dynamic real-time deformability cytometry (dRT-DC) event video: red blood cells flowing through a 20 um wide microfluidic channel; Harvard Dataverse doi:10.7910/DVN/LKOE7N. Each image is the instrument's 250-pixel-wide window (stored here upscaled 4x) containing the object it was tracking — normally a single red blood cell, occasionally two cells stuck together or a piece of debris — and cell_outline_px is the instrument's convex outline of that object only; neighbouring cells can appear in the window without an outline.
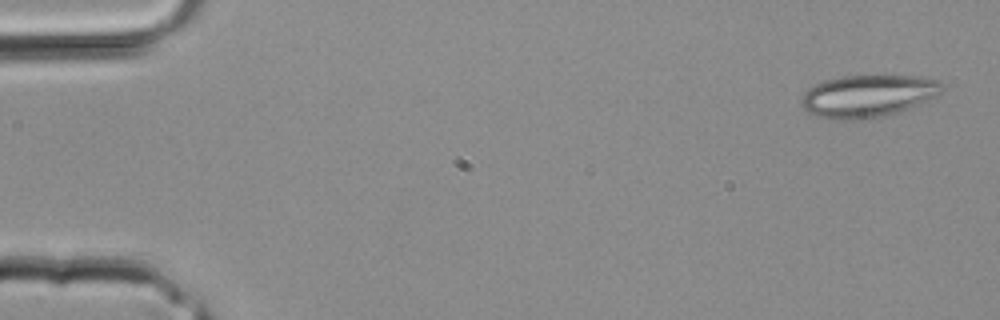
{"species": "common noctule bat (a hibernating species)", "species_latin": "Nyctalus noctula", "temperature_condition": "room temperature", "stored_images_in_passage": 3, "camera_frame_rate_fps": 3000, "um_per_image_px": 0.085, "animal": {"sex": "male", "body_mass_g": 20.4}, "frame": {"image": 1, "passage_image": 1, "time_ms": 0.0, "image_size_px": [1000, 320], "cell_outline_px": [[944, 88], [936, 96], [908, 108], [884, 116], [856, 120], [848, 120], [816, 116], [808, 112], [800, 104], [800, 100], [804, 92], [808, 88], [824, 80], [844, 76], [876, 72], [916, 76], [936, 80]], "centroid_in_image_um": [73.75, 8.1], "position_along_channel_um": 11.3, "area_um2": 35.32}}